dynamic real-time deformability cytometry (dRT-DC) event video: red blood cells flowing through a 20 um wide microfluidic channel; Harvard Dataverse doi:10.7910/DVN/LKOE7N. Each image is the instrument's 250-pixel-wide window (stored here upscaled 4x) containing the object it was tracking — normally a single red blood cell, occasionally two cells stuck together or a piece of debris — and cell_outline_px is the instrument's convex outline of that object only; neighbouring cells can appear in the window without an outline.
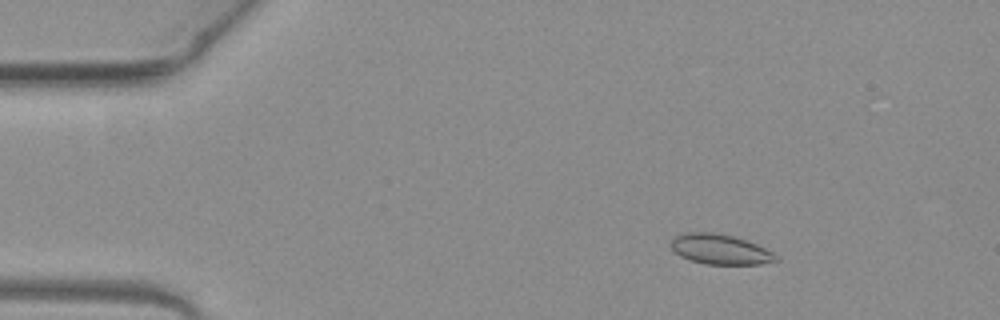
{"species": "common noctule bat (a hibernating species)", "species_latin": "Nyctalus noctula", "temperature_condition": "warm", "stored_images_in_passage": 52, "camera_frame_rate_fps": 3000, "um_per_image_px": 0.085, "animal": {"sex": "female", "body_mass_g": 19.3, "forearm_length_mm": 54.1}, "frame": {"image": 1, "passage_image": 8, "time_ms": 2.333, "image_size_px": [1000, 320], "cell_outline_px": [[780, 260], [760, 264], [704, 264], [680, 256], [672, 248], [672, 240], [676, 236], [688, 232], [712, 232], [732, 236], [756, 244], [780, 256]], "centroid_in_image_um": [61.25, 21.2], "position_along_channel_um": 23.7, "area_um2": 18.15}}
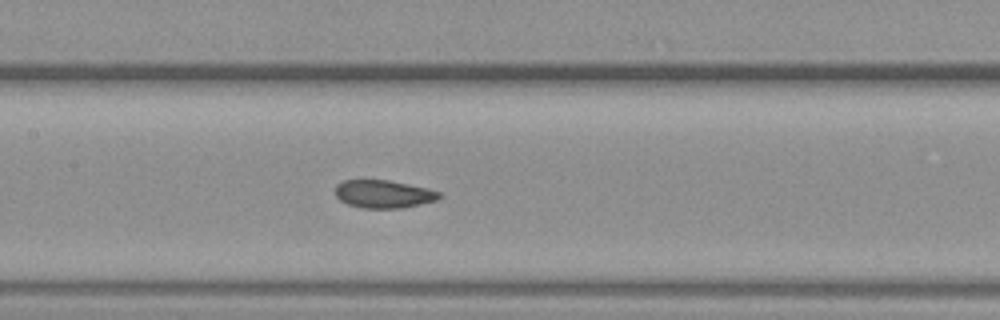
{"frame": {"image": 2, "passage_image": 25, "time_ms": 8.0, "image_size_px": [1000, 320], "cell_outline_px": [[444, 196], [436, 200], [420, 204], [400, 208], [360, 208], [348, 204], [340, 200], [336, 196], [336, 184], [344, 180], [388, 180], [428, 188], [440, 192]], "centroid_in_image_um": [32.61, 16.49], "position_along_channel_um": 174.8, "area_um2": 16.94}}
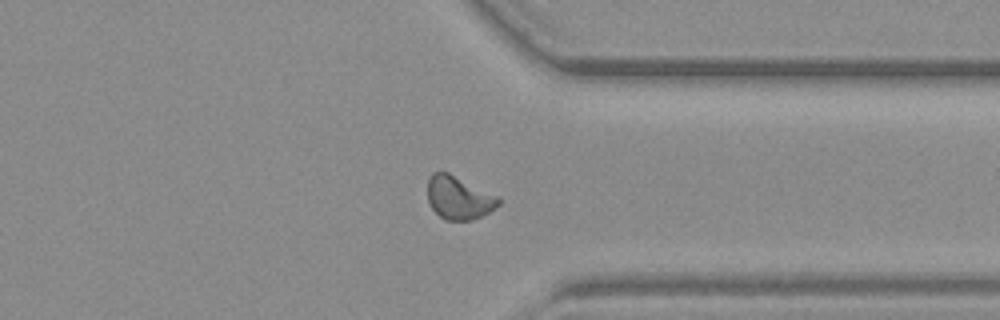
{"frame": {"image": 3, "passage_image": 40, "time_ms": 13.0, "image_size_px": [1000, 320], "cell_outline_px": [[500, 204], [488, 212], [472, 220], [444, 220], [432, 208], [428, 200], [428, 180], [432, 172], [448, 172], [500, 196]], "centroid_in_image_um": [39.01, 16.8], "position_along_channel_um": 372.4, "area_um2": 17.86}, "authors_computed_cell_mechanics": {"area_um2": 17.6868, "velocity_mm_per_s": 4.0139, "shape_relaxation_time_tau1_ms": 10.6886, "shape_relaxation_time_tau2_ms": 2.074, "deformation_change_tau1": 0.1574, "deformation_change_tau2": 0.0608}}